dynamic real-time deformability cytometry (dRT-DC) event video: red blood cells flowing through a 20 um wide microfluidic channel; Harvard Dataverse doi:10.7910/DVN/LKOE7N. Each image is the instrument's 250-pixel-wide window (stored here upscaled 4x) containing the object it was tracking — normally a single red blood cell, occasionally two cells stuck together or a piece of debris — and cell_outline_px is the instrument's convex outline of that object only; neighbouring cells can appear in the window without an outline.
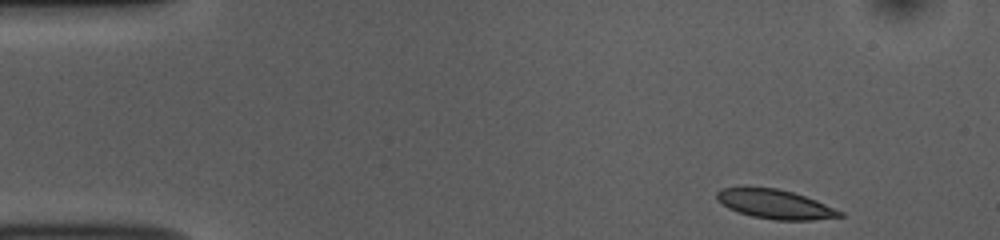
{"species": "common noctule bat (a hibernating species)", "species_latin": "Nyctalus noctula", "temperature_condition": "room temperature", "stored_images_in_passage": 48, "camera_frame_rate_fps": 3000, "um_per_image_px": 0.085, "animal": {"sex": "female", "body_mass_g": 10.0, "forearm_length_mm": 53.1}, "frame": {"image": 1, "passage_image": 1, "time_ms": 0.0, "image_size_px": [1000, 240], "cell_outline_px": [[844, 216], [812, 220], [776, 220], [752, 216], [728, 208], [716, 200], [716, 192], [720, 188], [776, 188], [792, 192], [816, 200], [844, 212]], "centroid_in_image_um": [65.89, 17.36], "position_along_channel_um": 19.1, "area_um2": 20.69}}
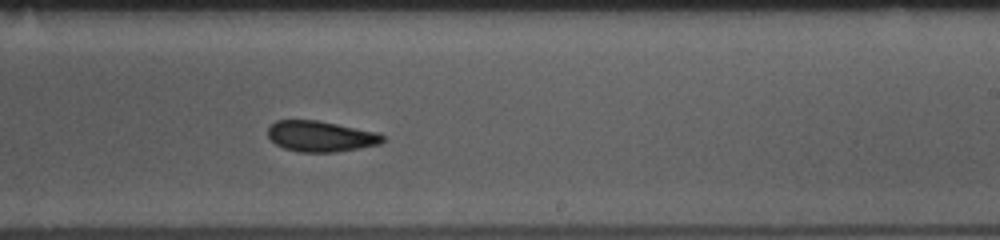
{"frame": {"image": 2, "passage_image": 27, "time_ms": 8.667, "image_size_px": [1000, 240], "cell_outline_px": [[388, 140], [380, 144], [360, 148], [336, 152], [300, 152], [284, 148], [276, 144], [268, 136], [268, 128], [276, 120], [316, 120], [376, 132], [384, 136]], "centroid_in_image_um": [27.28, 11.59], "position_along_channel_um": 261.7, "area_um2": 20.52}}
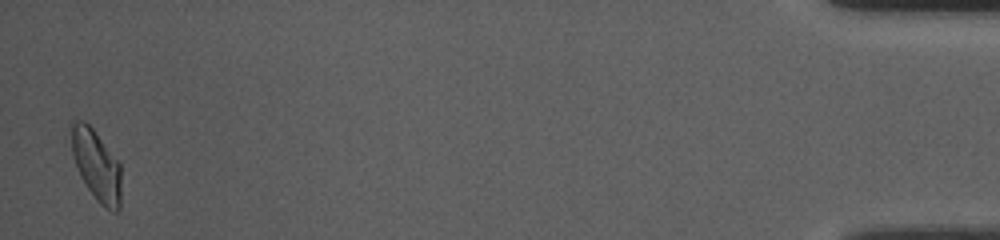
{"frame": {"image": 3, "passage_image": 47, "time_ms": 15.333, "image_size_px": [1000, 240], "cell_outline_px": [[120, 208], [116, 212], [112, 212], [104, 208], [96, 200], [80, 176], [72, 156], [68, 124], [72, 120], [84, 120], [92, 128], [120, 164]], "centroid_in_image_um": [8.14, 14.02], "position_along_channel_um": 427.1, "area_um2": 20.87}, "authors_computed_cell_mechanics": {"area_um2": 20.9814, "velocity_mm_per_s": 3.8039, "shape_relaxation_time_tau1_ms": 4.5343, "shape_relaxation_time_tau2_ms": 7.6648, "deformation_change_tau1": 0.0968, "deformation_change_tau2": 0.1019}}